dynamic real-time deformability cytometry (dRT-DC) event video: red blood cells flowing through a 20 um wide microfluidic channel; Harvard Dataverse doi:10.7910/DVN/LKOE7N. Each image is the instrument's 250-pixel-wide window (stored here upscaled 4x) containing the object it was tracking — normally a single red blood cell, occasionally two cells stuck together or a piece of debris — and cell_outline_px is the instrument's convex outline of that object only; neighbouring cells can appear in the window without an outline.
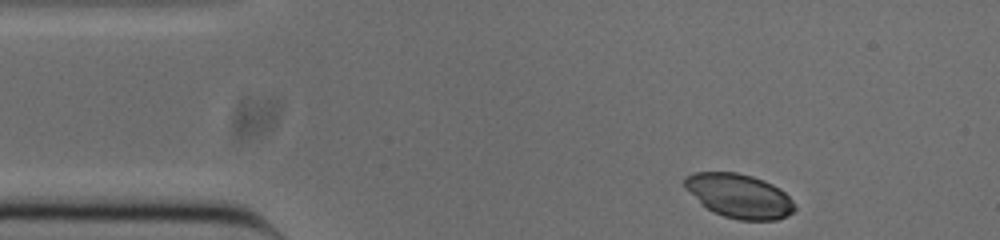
{"species": "common noctule bat (a hibernating species)", "species_latin": "Nyctalus noctula", "temperature_condition": "cold", "stored_images_in_passage": 47, "camera_frame_rate_fps": 3000, "um_per_image_px": 0.085, "animal": {"sex": "male", "body_mass_g": 20.0, "forearm_length_mm": 53.3}, "frame": {"image": 1, "passage_image": 1, "time_ms": 0.0, "image_size_px": [1000, 240], "cell_outline_px": [[796, 208], [788, 216], [776, 220], [740, 220], [724, 216], [712, 212], [700, 204], [684, 184], [684, 176], [692, 172], [736, 172], [752, 176], [764, 180], [780, 188], [792, 200]], "centroid_in_image_um": [62.83, 16.65], "position_along_channel_um": 22.2, "area_um2": 28.32}}
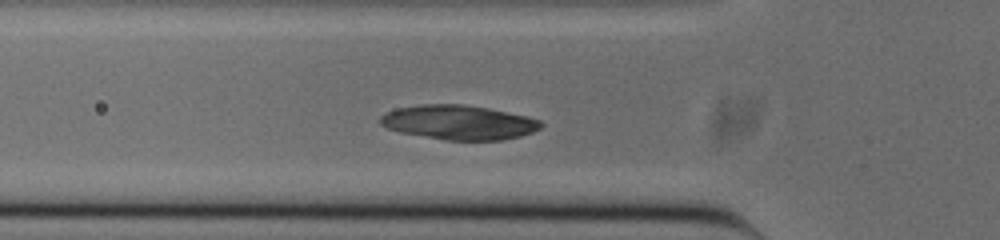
{"frame": {"image": 2, "passage_image": 11, "time_ms": 3.333, "image_size_px": [1000, 240], "cell_outline_px": [[544, 124], [540, 128], [532, 132], [520, 136], [504, 140], [448, 140], [400, 132], [388, 128], [380, 124], [380, 116], [396, 108], [420, 104], [464, 104], [488, 108], [528, 116], [540, 120]], "centroid_in_image_um": [39.02, 10.39], "position_along_channel_um": 86.8, "area_um2": 32.19}}
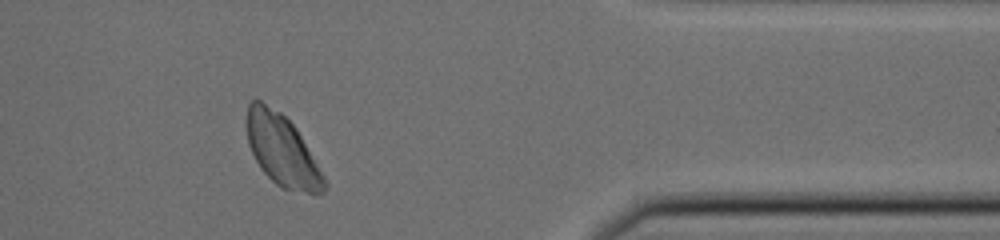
{"frame": {"image": 3, "passage_image": 37, "time_ms": 12.0, "image_size_px": [1000, 240], "cell_outline_px": [[328, 184], [324, 192], [308, 192], [280, 188], [260, 168], [248, 144], [244, 120], [248, 104], [252, 100], [260, 100], [280, 112], [296, 128], [324, 176]], "centroid_in_image_um": [23.93, 12.75], "position_along_channel_um": 387.5, "area_um2": 32.02}}